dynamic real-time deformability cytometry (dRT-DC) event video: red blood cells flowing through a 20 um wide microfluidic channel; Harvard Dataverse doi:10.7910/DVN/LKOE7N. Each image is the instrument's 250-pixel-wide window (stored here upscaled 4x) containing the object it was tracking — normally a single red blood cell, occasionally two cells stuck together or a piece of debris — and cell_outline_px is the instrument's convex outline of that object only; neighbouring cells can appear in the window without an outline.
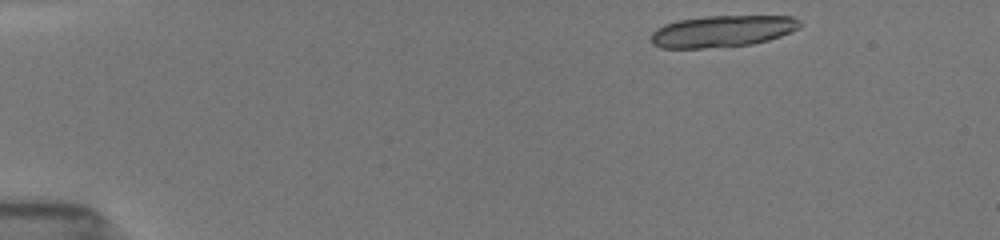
{"species": "common noctule bat (a hibernating species)", "species_latin": "Nyctalus noctula", "temperature_condition": "room temperature", "stored_images_in_passage": 14, "camera_frame_rate_fps": 3000, "um_per_image_px": 0.085, "animal": {"sex": "female", "body_mass_g": 19.5, "forearm_length_mm": 54.1}, "frame": {"image": 1, "passage_image": 1, "time_ms": 0.0, "image_size_px": [1000, 240], "cell_outline_px": [[804, 24], [800, 28], [780, 36], [768, 40], [752, 44], [704, 48], [660, 48], [652, 44], [652, 32], [656, 28], [664, 24], [676, 20], [708, 16], [792, 16], [800, 20]], "centroid_in_image_um": [61.4, 2.65], "position_along_channel_um": 23.6, "area_um2": 27.57}}